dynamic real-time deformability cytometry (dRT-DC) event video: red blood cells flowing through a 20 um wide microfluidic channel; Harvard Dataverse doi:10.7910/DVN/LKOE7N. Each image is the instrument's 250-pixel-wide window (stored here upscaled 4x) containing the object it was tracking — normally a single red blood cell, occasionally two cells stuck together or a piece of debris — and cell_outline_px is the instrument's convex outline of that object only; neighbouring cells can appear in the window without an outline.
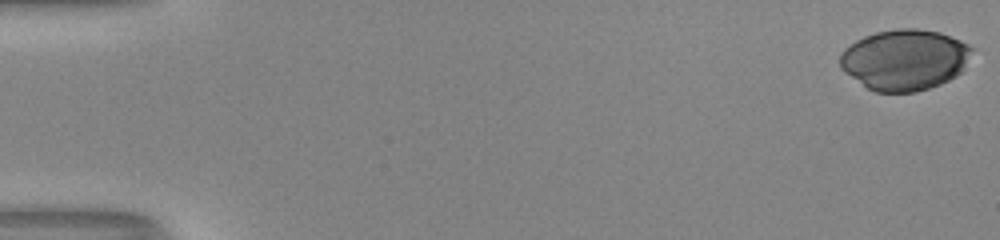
{"species": "human", "species_latin": "Homo sapiens", "temperature_condition": "room temperature", "stored_images_in_passage": 45, "camera_frame_rate_fps": 3000, "um_per_image_px": 0.085, "donor": {"sex": "male"}, "frame": {"image": 1, "passage_image": 1, "time_ms": 0.0, "image_size_px": [1000, 240], "cell_outline_px": [[972, 48], [960, 72], [956, 76], [940, 84], [916, 92], [876, 92], [868, 88], [844, 72], [840, 68], [840, 52], [844, 48], [856, 40], [864, 36], [876, 32], [896, 28], [916, 28], [940, 32], [960, 40], [968, 44]], "centroid_in_image_um": [76.85, 5.07], "position_along_channel_um": 8.2, "area_um2": 46.59}}
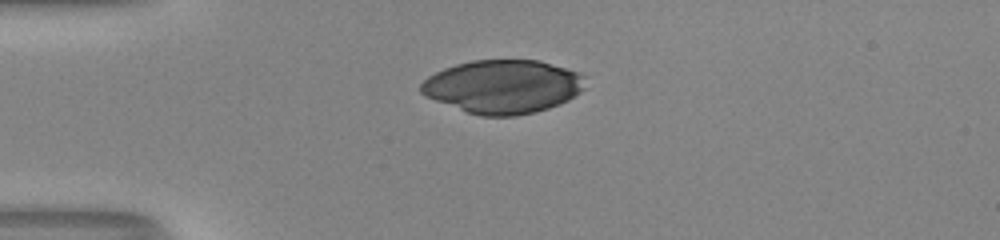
{"frame": {"image": 2, "passage_image": 15, "time_ms": 4.667, "image_size_px": [1000, 240], "cell_outline_px": [[584, 88], [580, 92], [568, 100], [548, 108], [516, 116], [480, 116], [468, 112], [436, 100], [420, 92], [420, 84], [428, 76], [444, 68], [456, 64], [472, 60], [540, 60], [576, 72], [584, 76]], "centroid_in_image_um": [42.74, 7.35], "position_along_channel_um": 42.3, "area_um2": 50.75}}